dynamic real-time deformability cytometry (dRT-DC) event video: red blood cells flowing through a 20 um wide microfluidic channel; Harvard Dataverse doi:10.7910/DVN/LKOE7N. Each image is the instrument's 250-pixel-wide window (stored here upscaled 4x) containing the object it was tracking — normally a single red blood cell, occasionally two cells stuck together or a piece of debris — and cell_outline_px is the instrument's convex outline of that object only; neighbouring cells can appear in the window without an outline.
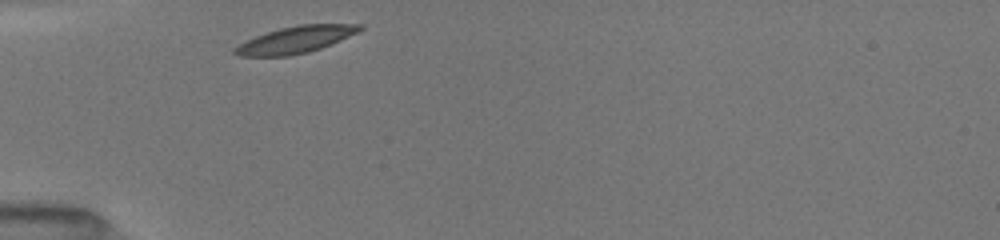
{"species": "common noctule bat (a hibernating species)", "species_latin": "Nyctalus noctula", "temperature_condition": "room temperature", "stored_images_in_passage": 7, "camera_frame_rate_fps": 3000, "um_per_image_px": 0.085, "animal": {"sex": "female", "body_mass_g": 19.5, "forearm_length_mm": 54.1}, "frame": {"image": 1, "passage_image": 1, "time_ms": 0.0, "image_size_px": [1000, 240], "cell_outline_px": [[364, 28], [360, 32], [320, 48], [308, 52], [288, 56], [236, 56], [232, 52], [232, 48], [256, 36], [280, 28], [300, 24], [364, 24]], "centroid_in_image_um": [25.14, 3.37], "position_along_channel_um": 59.9, "area_um2": 19.48}}
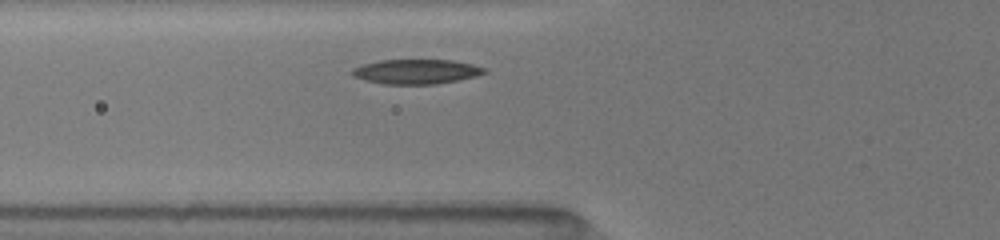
{"frame": {"image": 2, "passage_image": 4, "time_ms": 1.0, "image_size_px": [1000, 240], "cell_outline_px": [[488, 72], [476, 76], [436, 84], [384, 84], [364, 80], [352, 76], [348, 72], [352, 68], [364, 64], [380, 60], [452, 60], [472, 64], [488, 68]], "centroid_in_image_um": [35.36, 6.08], "position_along_channel_um": 90.4, "area_um2": 19.13}}
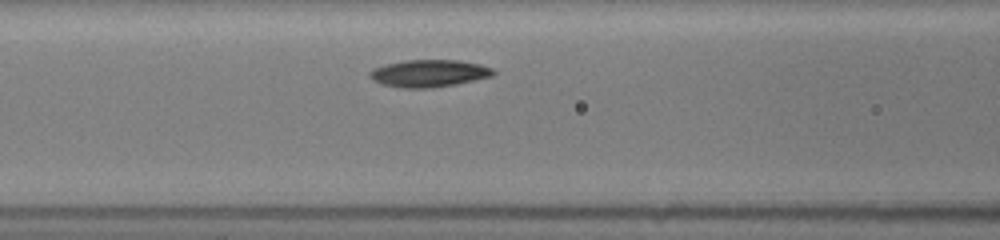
{"frame": {"image": 3, "passage_image": 7, "time_ms": 2.0, "image_size_px": [1000, 240], "cell_outline_px": [[496, 72], [492, 76], [456, 84], [432, 88], [400, 88], [384, 84], [372, 80], [368, 76], [368, 72], [372, 68], [404, 60], [460, 60], [480, 64], [492, 68]], "centroid_in_image_um": [36.45, 6.23], "position_along_channel_um": 130.2, "area_um2": 19.71}}